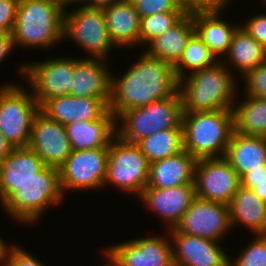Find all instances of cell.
Here are the masks:
<instances>
[{
	"mask_svg": "<svg viewBox=\"0 0 266 266\" xmlns=\"http://www.w3.org/2000/svg\"><path fill=\"white\" fill-rule=\"evenodd\" d=\"M174 266H229L219 242L169 229Z\"/></svg>",
	"mask_w": 266,
	"mask_h": 266,
	"instance_id": "cell-16",
	"label": "cell"
},
{
	"mask_svg": "<svg viewBox=\"0 0 266 266\" xmlns=\"http://www.w3.org/2000/svg\"><path fill=\"white\" fill-rule=\"evenodd\" d=\"M25 75L31 92L41 106L46 100L69 95L74 73L73 58H54L44 62L24 64L19 68Z\"/></svg>",
	"mask_w": 266,
	"mask_h": 266,
	"instance_id": "cell-11",
	"label": "cell"
},
{
	"mask_svg": "<svg viewBox=\"0 0 266 266\" xmlns=\"http://www.w3.org/2000/svg\"><path fill=\"white\" fill-rule=\"evenodd\" d=\"M64 8L59 0H20L12 32L15 47L49 48L61 42Z\"/></svg>",
	"mask_w": 266,
	"mask_h": 266,
	"instance_id": "cell-3",
	"label": "cell"
},
{
	"mask_svg": "<svg viewBox=\"0 0 266 266\" xmlns=\"http://www.w3.org/2000/svg\"><path fill=\"white\" fill-rule=\"evenodd\" d=\"M208 46L194 32L189 38L182 56L173 66L176 78L179 80L187 75L185 70L194 72L214 65L217 61Z\"/></svg>",
	"mask_w": 266,
	"mask_h": 266,
	"instance_id": "cell-31",
	"label": "cell"
},
{
	"mask_svg": "<svg viewBox=\"0 0 266 266\" xmlns=\"http://www.w3.org/2000/svg\"><path fill=\"white\" fill-rule=\"evenodd\" d=\"M104 254L106 255V259L108 258V263L106 265L102 266H117V262L114 258V256L106 249ZM110 262V263H109Z\"/></svg>",
	"mask_w": 266,
	"mask_h": 266,
	"instance_id": "cell-46",
	"label": "cell"
},
{
	"mask_svg": "<svg viewBox=\"0 0 266 266\" xmlns=\"http://www.w3.org/2000/svg\"><path fill=\"white\" fill-rule=\"evenodd\" d=\"M245 94L266 99V61L249 71L244 77Z\"/></svg>",
	"mask_w": 266,
	"mask_h": 266,
	"instance_id": "cell-34",
	"label": "cell"
},
{
	"mask_svg": "<svg viewBox=\"0 0 266 266\" xmlns=\"http://www.w3.org/2000/svg\"><path fill=\"white\" fill-rule=\"evenodd\" d=\"M228 206L231 227L241 223L255 235H266V203L252 189L240 185Z\"/></svg>",
	"mask_w": 266,
	"mask_h": 266,
	"instance_id": "cell-26",
	"label": "cell"
},
{
	"mask_svg": "<svg viewBox=\"0 0 266 266\" xmlns=\"http://www.w3.org/2000/svg\"><path fill=\"white\" fill-rule=\"evenodd\" d=\"M40 111L66 126L80 120L101 119L109 111V103L104 98L66 95L46 100Z\"/></svg>",
	"mask_w": 266,
	"mask_h": 266,
	"instance_id": "cell-18",
	"label": "cell"
},
{
	"mask_svg": "<svg viewBox=\"0 0 266 266\" xmlns=\"http://www.w3.org/2000/svg\"><path fill=\"white\" fill-rule=\"evenodd\" d=\"M118 126L114 114L109 110L101 119L80 120L67 124L65 127L72 150L78 151L109 148Z\"/></svg>",
	"mask_w": 266,
	"mask_h": 266,
	"instance_id": "cell-21",
	"label": "cell"
},
{
	"mask_svg": "<svg viewBox=\"0 0 266 266\" xmlns=\"http://www.w3.org/2000/svg\"><path fill=\"white\" fill-rule=\"evenodd\" d=\"M228 68V64L218 61L210 67L196 70L189 73V76L180 78L178 92L181 97L182 112L232 109L236 103L235 95L238 88L235 86L238 84L235 83L236 78Z\"/></svg>",
	"mask_w": 266,
	"mask_h": 266,
	"instance_id": "cell-2",
	"label": "cell"
},
{
	"mask_svg": "<svg viewBox=\"0 0 266 266\" xmlns=\"http://www.w3.org/2000/svg\"><path fill=\"white\" fill-rule=\"evenodd\" d=\"M120 1H124V2L131 3V4H135L139 0H120Z\"/></svg>",
	"mask_w": 266,
	"mask_h": 266,
	"instance_id": "cell-48",
	"label": "cell"
},
{
	"mask_svg": "<svg viewBox=\"0 0 266 266\" xmlns=\"http://www.w3.org/2000/svg\"><path fill=\"white\" fill-rule=\"evenodd\" d=\"M225 158L240 178L252 169H266V137L234 131Z\"/></svg>",
	"mask_w": 266,
	"mask_h": 266,
	"instance_id": "cell-24",
	"label": "cell"
},
{
	"mask_svg": "<svg viewBox=\"0 0 266 266\" xmlns=\"http://www.w3.org/2000/svg\"><path fill=\"white\" fill-rule=\"evenodd\" d=\"M28 147L45 166L59 168L72 152L66 127L39 111L32 124Z\"/></svg>",
	"mask_w": 266,
	"mask_h": 266,
	"instance_id": "cell-14",
	"label": "cell"
},
{
	"mask_svg": "<svg viewBox=\"0 0 266 266\" xmlns=\"http://www.w3.org/2000/svg\"><path fill=\"white\" fill-rule=\"evenodd\" d=\"M184 150L196 160L225 157L234 132L232 109L183 112Z\"/></svg>",
	"mask_w": 266,
	"mask_h": 266,
	"instance_id": "cell-4",
	"label": "cell"
},
{
	"mask_svg": "<svg viewBox=\"0 0 266 266\" xmlns=\"http://www.w3.org/2000/svg\"><path fill=\"white\" fill-rule=\"evenodd\" d=\"M66 37L88 52L89 58L107 61L110 48L115 47L109 37L103 8L81 5L72 12L64 8L63 38Z\"/></svg>",
	"mask_w": 266,
	"mask_h": 266,
	"instance_id": "cell-9",
	"label": "cell"
},
{
	"mask_svg": "<svg viewBox=\"0 0 266 266\" xmlns=\"http://www.w3.org/2000/svg\"><path fill=\"white\" fill-rule=\"evenodd\" d=\"M59 1L65 6V8H67V6L69 4H71V3L73 4V3H76V2L80 3L83 0H59Z\"/></svg>",
	"mask_w": 266,
	"mask_h": 266,
	"instance_id": "cell-47",
	"label": "cell"
},
{
	"mask_svg": "<svg viewBox=\"0 0 266 266\" xmlns=\"http://www.w3.org/2000/svg\"><path fill=\"white\" fill-rule=\"evenodd\" d=\"M194 183L199 199L229 205L240 186V177L225 157L198 159Z\"/></svg>",
	"mask_w": 266,
	"mask_h": 266,
	"instance_id": "cell-12",
	"label": "cell"
},
{
	"mask_svg": "<svg viewBox=\"0 0 266 266\" xmlns=\"http://www.w3.org/2000/svg\"><path fill=\"white\" fill-rule=\"evenodd\" d=\"M14 149L13 145L8 142L0 132V162Z\"/></svg>",
	"mask_w": 266,
	"mask_h": 266,
	"instance_id": "cell-43",
	"label": "cell"
},
{
	"mask_svg": "<svg viewBox=\"0 0 266 266\" xmlns=\"http://www.w3.org/2000/svg\"><path fill=\"white\" fill-rule=\"evenodd\" d=\"M195 32L192 12L187 13L177 24L164 34L154 38L147 45L145 53L148 56L160 59L175 65L186 47V44Z\"/></svg>",
	"mask_w": 266,
	"mask_h": 266,
	"instance_id": "cell-27",
	"label": "cell"
},
{
	"mask_svg": "<svg viewBox=\"0 0 266 266\" xmlns=\"http://www.w3.org/2000/svg\"><path fill=\"white\" fill-rule=\"evenodd\" d=\"M245 95L233 105L234 131L248 136L266 137V99ZM240 104V105H239Z\"/></svg>",
	"mask_w": 266,
	"mask_h": 266,
	"instance_id": "cell-29",
	"label": "cell"
},
{
	"mask_svg": "<svg viewBox=\"0 0 266 266\" xmlns=\"http://www.w3.org/2000/svg\"><path fill=\"white\" fill-rule=\"evenodd\" d=\"M112 75L104 59L74 58V73L69 95L104 98L109 103Z\"/></svg>",
	"mask_w": 266,
	"mask_h": 266,
	"instance_id": "cell-19",
	"label": "cell"
},
{
	"mask_svg": "<svg viewBox=\"0 0 266 266\" xmlns=\"http://www.w3.org/2000/svg\"><path fill=\"white\" fill-rule=\"evenodd\" d=\"M258 43L266 47V14L253 16L245 25H240Z\"/></svg>",
	"mask_w": 266,
	"mask_h": 266,
	"instance_id": "cell-37",
	"label": "cell"
},
{
	"mask_svg": "<svg viewBox=\"0 0 266 266\" xmlns=\"http://www.w3.org/2000/svg\"><path fill=\"white\" fill-rule=\"evenodd\" d=\"M134 64L119 79L111 76L109 110L115 118L124 111L166 99L178 91V79L170 63L143 52Z\"/></svg>",
	"mask_w": 266,
	"mask_h": 266,
	"instance_id": "cell-1",
	"label": "cell"
},
{
	"mask_svg": "<svg viewBox=\"0 0 266 266\" xmlns=\"http://www.w3.org/2000/svg\"><path fill=\"white\" fill-rule=\"evenodd\" d=\"M109 37L114 46H140V16L135 4L117 1L103 8Z\"/></svg>",
	"mask_w": 266,
	"mask_h": 266,
	"instance_id": "cell-23",
	"label": "cell"
},
{
	"mask_svg": "<svg viewBox=\"0 0 266 266\" xmlns=\"http://www.w3.org/2000/svg\"><path fill=\"white\" fill-rule=\"evenodd\" d=\"M40 106L32 92L16 83L0 87V132L13 147H27Z\"/></svg>",
	"mask_w": 266,
	"mask_h": 266,
	"instance_id": "cell-8",
	"label": "cell"
},
{
	"mask_svg": "<svg viewBox=\"0 0 266 266\" xmlns=\"http://www.w3.org/2000/svg\"><path fill=\"white\" fill-rule=\"evenodd\" d=\"M187 12L156 13L140 18V44H148L177 24Z\"/></svg>",
	"mask_w": 266,
	"mask_h": 266,
	"instance_id": "cell-32",
	"label": "cell"
},
{
	"mask_svg": "<svg viewBox=\"0 0 266 266\" xmlns=\"http://www.w3.org/2000/svg\"><path fill=\"white\" fill-rule=\"evenodd\" d=\"M228 2L229 0H178L181 8L187 13L223 9Z\"/></svg>",
	"mask_w": 266,
	"mask_h": 266,
	"instance_id": "cell-38",
	"label": "cell"
},
{
	"mask_svg": "<svg viewBox=\"0 0 266 266\" xmlns=\"http://www.w3.org/2000/svg\"><path fill=\"white\" fill-rule=\"evenodd\" d=\"M182 102L179 92L172 96L151 102L148 105L122 112L116 135L129 144H138L144 137L156 131L182 127Z\"/></svg>",
	"mask_w": 266,
	"mask_h": 266,
	"instance_id": "cell-6",
	"label": "cell"
},
{
	"mask_svg": "<svg viewBox=\"0 0 266 266\" xmlns=\"http://www.w3.org/2000/svg\"><path fill=\"white\" fill-rule=\"evenodd\" d=\"M196 159L186 150L162 160L150 163L146 187L171 188L184 184H195Z\"/></svg>",
	"mask_w": 266,
	"mask_h": 266,
	"instance_id": "cell-22",
	"label": "cell"
},
{
	"mask_svg": "<svg viewBox=\"0 0 266 266\" xmlns=\"http://www.w3.org/2000/svg\"><path fill=\"white\" fill-rule=\"evenodd\" d=\"M197 198L195 184H184L171 188L145 187L139 199L175 228L183 214Z\"/></svg>",
	"mask_w": 266,
	"mask_h": 266,
	"instance_id": "cell-17",
	"label": "cell"
},
{
	"mask_svg": "<svg viewBox=\"0 0 266 266\" xmlns=\"http://www.w3.org/2000/svg\"><path fill=\"white\" fill-rule=\"evenodd\" d=\"M152 236L128 240L108 247L117 266H174L172 242Z\"/></svg>",
	"mask_w": 266,
	"mask_h": 266,
	"instance_id": "cell-15",
	"label": "cell"
},
{
	"mask_svg": "<svg viewBox=\"0 0 266 266\" xmlns=\"http://www.w3.org/2000/svg\"><path fill=\"white\" fill-rule=\"evenodd\" d=\"M263 183H266V169H252L240 178V185L252 190L254 184Z\"/></svg>",
	"mask_w": 266,
	"mask_h": 266,
	"instance_id": "cell-40",
	"label": "cell"
},
{
	"mask_svg": "<svg viewBox=\"0 0 266 266\" xmlns=\"http://www.w3.org/2000/svg\"><path fill=\"white\" fill-rule=\"evenodd\" d=\"M135 6L140 18L156 13L186 12L181 8L178 0H139Z\"/></svg>",
	"mask_w": 266,
	"mask_h": 266,
	"instance_id": "cell-35",
	"label": "cell"
},
{
	"mask_svg": "<svg viewBox=\"0 0 266 266\" xmlns=\"http://www.w3.org/2000/svg\"><path fill=\"white\" fill-rule=\"evenodd\" d=\"M7 266H46L23 248L14 246L10 253Z\"/></svg>",
	"mask_w": 266,
	"mask_h": 266,
	"instance_id": "cell-39",
	"label": "cell"
},
{
	"mask_svg": "<svg viewBox=\"0 0 266 266\" xmlns=\"http://www.w3.org/2000/svg\"><path fill=\"white\" fill-rule=\"evenodd\" d=\"M13 248L14 245L11 247L6 245V242L0 237V264L2 266H7L10 253L13 250Z\"/></svg>",
	"mask_w": 266,
	"mask_h": 266,
	"instance_id": "cell-42",
	"label": "cell"
},
{
	"mask_svg": "<svg viewBox=\"0 0 266 266\" xmlns=\"http://www.w3.org/2000/svg\"><path fill=\"white\" fill-rule=\"evenodd\" d=\"M150 162L138 144H129L115 135L108 148L103 185L110 184L138 197L148 185Z\"/></svg>",
	"mask_w": 266,
	"mask_h": 266,
	"instance_id": "cell-7",
	"label": "cell"
},
{
	"mask_svg": "<svg viewBox=\"0 0 266 266\" xmlns=\"http://www.w3.org/2000/svg\"><path fill=\"white\" fill-rule=\"evenodd\" d=\"M227 59L244 77L249 71L266 61V47L258 43L241 26L232 37ZM232 62V63H231Z\"/></svg>",
	"mask_w": 266,
	"mask_h": 266,
	"instance_id": "cell-28",
	"label": "cell"
},
{
	"mask_svg": "<svg viewBox=\"0 0 266 266\" xmlns=\"http://www.w3.org/2000/svg\"><path fill=\"white\" fill-rule=\"evenodd\" d=\"M107 162L108 148L72 150L65 162L58 168L63 194L70 190L102 188Z\"/></svg>",
	"mask_w": 266,
	"mask_h": 266,
	"instance_id": "cell-10",
	"label": "cell"
},
{
	"mask_svg": "<svg viewBox=\"0 0 266 266\" xmlns=\"http://www.w3.org/2000/svg\"><path fill=\"white\" fill-rule=\"evenodd\" d=\"M120 0H83L81 3H85L84 6L91 8H105Z\"/></svg>",
	"mask_w": 266,
	"mask_h": 266,
	"instance_id": "cell-44",
	"label": "cell"
},
{
	"mask_svg": "<svg viewBox=\"0 0 266 266\" xmlns=\"http://www.w3.org/2000/svg\"><path fill=\"white\" fill-rule=\"evenodd\" d=\"M229 206L196 198L175 229L181 233L219 242L230 231Z\"/></svg>",
	"mask_w": 266,
	"mask_h": 266,
	"instance_id": "cell-13",
	"label": "cell"
},
{
	"mask_svg": "<svg viewBox=\"0 0 266 266\" xmlns=\"http://www.w3.org/2000/svg\"><path fill=\"white\" fill-rule=\"evenodd\" d=\"M222 9L192 12L196 34L217 56L227 54L234 32L240 26L223 21L220 14Z\"/></svg>",
	"mask_w": 266,
	"mask_h": 266,
	"instance_id": "cell-25",
	"label": "cell"
},
{
	"mask_svg": "<svg viewBox=\"0 0 266 266\" xmlns=\"http://www.w3.org/2000/svg\"><path fill=\"white\" fill-rule=\"evenodd\" d=\"M59 169L44 166L35 177L15 189L1 207L15 220L34 223L44 211L63 200Z\"/></svg>",
	"mask_w": 266,
	"mask_h": 266,
	"instance_id": "cell-5",
	"label": "cell"
},
{
	"mask_svg": "<svg viewBox=\"0 0 266 266\" xmlns=\"http://www.w3.org/2000/svg\"><path fill=\"white\" fill-rule=\"evenodd\" d=\"M15 48L11 33L0 32V62L4 61L8 54Z\"/></svg>",
	"mask_w": 266,
	"mask_h": 266,
	"instance_id": "cell-41",
	"label": "cell"
},
{
	"mask_svg": "<svg viewBox=\"0 0 266 266\" xmlns=\"http://www.w3.org/2000/svg\"><path fill=\"white\" fill-rule=\"evenodd\" d=\"M45 165L28 146L14 149L0 162V202L35 177Z\"/></svg>",
	"mask_w": 266,
	"mask_h": 266,
	"instance_id": "cell-20",
	"label": "cell"
},
{
	"mask_svg": "<svg viewBox=\"0 0 266 266\" xmlns=\"http://www.w3.org/2000/svg\"><path fill=\"white\" fill-rule=\"evenodd\" d=\"M254 193L266 203V183L254 184Z\"/></svg>",
	"mask_w": 266,
	"mask_h": 266,
	"instance_id": "cell-45",
	"label": "cell"
},
{
	"mask_svg": "<svg viewBox=\"0 0 266 266\" xmlns=\"http://www.w3.org/2000/svg\"><path fill=\"white\" fill-rule=\"evenodd\" d=\"M138 146L150 163L175 155L184 150L183 128L156 131Z\"/></svg>",
	"mask_w": 266,
	"mask_h": 266,
	"instance_id": "cell-30",
	"label": "cell"
},
{
	"mask_svg": "<svg viewBox=\"0 0 266 266\" xmlns=\"http://www.w3.org/2000/svg\"><path fill=\"white\" fill-rule=\"evenodd\" d=\"M20 0H0V32H13Z\"/></svg>",
	"mask_w": 266,
	"mask_h": 266,
	"instance_id": "cell-36",
	"label": "cell"
},
{
	"mask_svg": "<svg viewBox=\"0 0 266 266\" xmlns=\"http://www.w3.org/2000/svg\"><path fill=\"white\" fill-rule=\"evenodd\" d=\"M229 266H266V235H256L249 246Z\"/></svg>",
	"mask_w": 266,
	"mask_h": 266,
	"instance_id": "cell-33",
	"label": "cell"
}]
</instances>
